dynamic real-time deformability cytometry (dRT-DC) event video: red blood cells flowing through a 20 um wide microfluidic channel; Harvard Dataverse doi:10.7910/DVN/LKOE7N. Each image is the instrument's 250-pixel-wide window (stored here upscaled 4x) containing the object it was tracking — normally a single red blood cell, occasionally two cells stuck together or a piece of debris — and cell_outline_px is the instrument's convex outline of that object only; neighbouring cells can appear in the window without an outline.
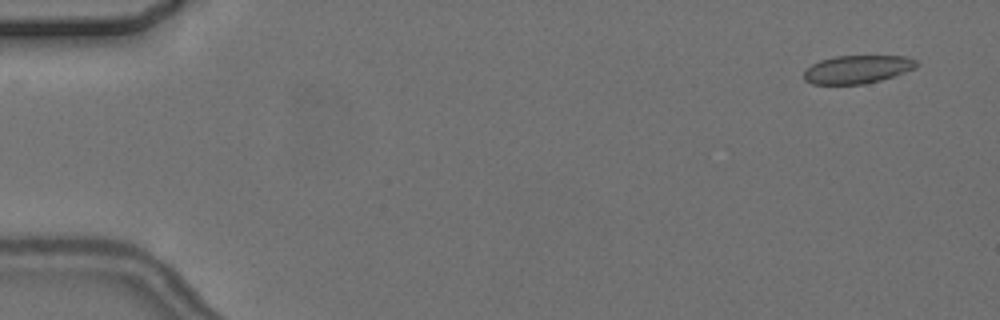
{"species": "common noctule bat (a hibernating species)", "species_latin": "Nyctalus noctula", "temperature_condition": "cold", "stored_images_in_passage": 3, "camera_frame_rate_fps": 3000, "um_per_image_px": 0.085, "animal": {"sex": "female", "body_mass_g": 24.6, "forearm_length_mm": 56.2}, "frame": {"image": 1, "passage_image": 1, "time_ms": 0.0, "image_size_px": [1000, 320], "cell_outline_px": [[920, 64], [916, 68], [880, 80], [864, 84], [812, 84], [804, 80], [804, 72], [812, 64], [820, 60], [836, 56], [904, 56], [916, 60]], "centroid_in_image_um": [72.88, 5.89], "position_along_channel_um": 12.1, "area_um2": 18.38}}